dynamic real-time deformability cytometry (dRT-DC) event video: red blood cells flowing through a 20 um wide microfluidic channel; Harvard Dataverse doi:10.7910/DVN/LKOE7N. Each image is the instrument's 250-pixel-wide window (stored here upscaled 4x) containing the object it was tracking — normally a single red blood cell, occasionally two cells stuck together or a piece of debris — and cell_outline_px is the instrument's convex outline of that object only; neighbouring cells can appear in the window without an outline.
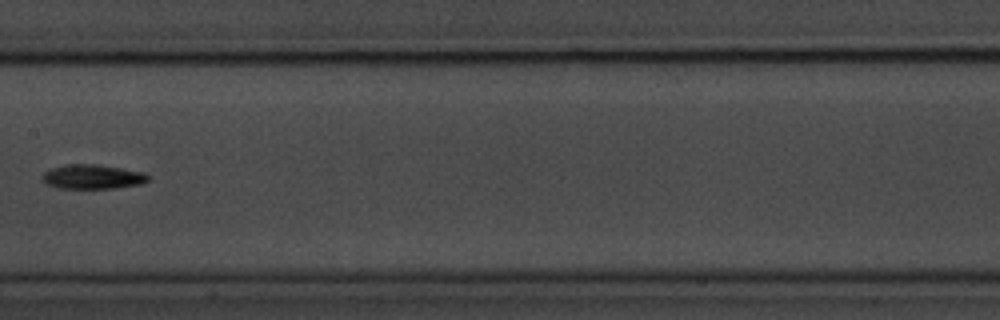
{"species": "common noctule bat (a hibernating species)", "species_latin": "Nyctalus noctula", "temperature_condition": "room temperature", "stored_images_in_passage": 15, "camera_frame_rate_fps": 3000, "um_per_image_px": 0.085, "animal": {"sex": "male", "body_mass_g": 20.1, "forearm_length_mm": 53.5}, "frame": {"image": 1, "passage_image": 7, "time_ms": 8.0, "image_size_px": [1000, 320], "cell_outline_px": [[148, 180], [140, 184], [116, 188], [56, 188], [48, 184], [44, 180], [44, 172], [52, 168], [64, 164], [96, 164], [148, 172]], "centroid_in_image_um": [7.91, 15.01], "position_along_channel_um": 199.5, "area_um2": 15.03}}
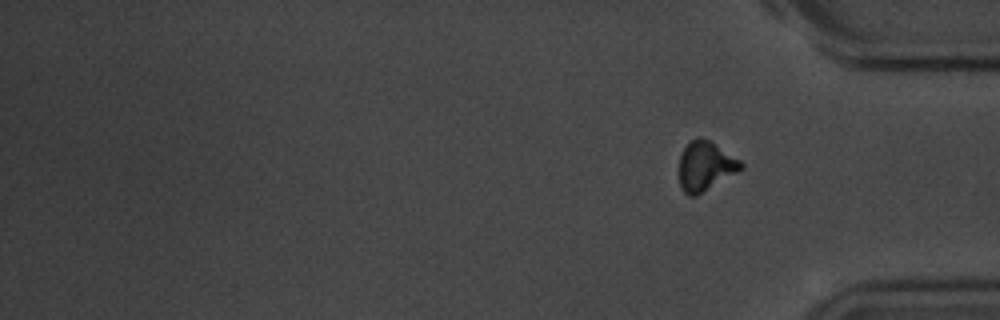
{"frame": {"image": 2, "passage_image": 15, "time_ms": 18.0, "image_size_px": [1000, 320], "cell_outline_px": [[744, 168], [696, 196], [688, 196], [680, 188], [680, 156], [684, 148], [696, 136], [700, 136], [708, 140], [740, 160], [744, 164]], "centroid_in_image_um": [59.95, 14.13], "position_along_channel_um": 375.2, "area_um2": 17.57}}